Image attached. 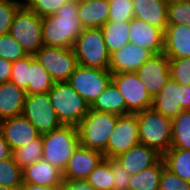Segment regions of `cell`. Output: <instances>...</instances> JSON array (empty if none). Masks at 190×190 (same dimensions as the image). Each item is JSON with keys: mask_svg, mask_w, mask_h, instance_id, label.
<instances>
[{"mask_svg": "<svg viewBox=\"0 0 190 190\" xmlns=\"http://www.w3.org/2000/svg\"><path fill=\"white\" fill-rule=\"evenodd\" d=\"M83 29L78 17V1L69 0L54 15L42 17L43 45L72 48Z\"/></svg>", "mask_w": 190, "mask_h": 190, "instance_id": "6da1fadb", "label": "cell"}, {"mask_svg": "<svg viewBox=\"0 0 190 190\" xmlns=\"http://www.w3.org/2000/svg\"><path fill=\"white\" fill-rule=\"evenodd\" d=\"M43 143V159L62 172L68 160L80 146L76 126L62 125L59 128L41 135Z\"/></svg>", "mask_w": 190, "mask_h": 190, "instance_id": "7a4b0ae2", "label": "cell"}, {"mask_svg": "<svg viewBox=\"0 0 190 190\" xmlns=\"http://www.w3.org/2000/svg\"><path fill=\"white\" fill-rule=\"evenodd\" d=\"M138 120L139 143L155 149L163 155L172 141V119L165 117L153 108L136 113Z\"/></svg>", "mask_w": 190, "mask_h": 190, "instance_id": "3957f363", "label": "cell"}, {"mask_svg": "<svg viewBox=\"0 0 190 190\" xmlns=\"http://www.w3.org/2000/svg\"><path fill=\"white\" fill-rule=\"evenodd\" d=\"M117 119V114L97 112L89 108L77 126L80 146L103 153Z\"/></svg>", "mask_w": 190, "mask_h": 190, "instance_id": "277c9868", "label": "cell"}, {"mask_svg": "<svg viewBox=\"0 0 190 190\" xmlns=\"http://www.w3.org/2000/svg\"><path fill=\"white\" fill-rule=\"evenodd\" d=\"M48 94L62 125L77 127L90 108L68 82H55Z\"/></svg>", "mask_w": 190, "mask_h": 190, "instance_id": "5b68a950", "label": "cell"}, {"mask_svg": "<svg viewBox=\"0 0 190 190\" xmlns=\"http://www.w3.org/2000/svg\"><path fill=\"white\" fill-rule=\"evenodd\" d=\"M78 65L86 68L109 69L110 54L101 28H87L73 45Z\"/></svg>", "mask_w": 190, "mask_h": 190, "instance_id": "8992f818", "label": "cell"}, {"mask_svg": "<svg viewBox=\"0 0 190 190\" xmlns=\"http://www.w3.org/2000/svg\"><path fill=\"white\" fill-rule=\"evenodd\" d=\"M9 33L28 55H35L43 46L42 17L23 4L13 18Z\"/></svg>", "mask_w": 190, "mask_h": 190, "instance_id": "52a82bcc", "label": "cell"}, {"mask_svg": "<svg viewBox=\"0 0 190 190\" xmlns=\"http://www.w3.org/2000/svg\"><path fill=\"white\" fill-rule=\"evenodd\" d=\"M67 82L91 105L112 82V73L109 69L86 68L78 65Z\"/></svg>", "mask_w": 190, "mask_h": 190, "instance_id": "ba28073f", "label": "cell"}, {"mask_svg": "<svg viewBox=\"0 0 190 190\" xmlns=\"http://www.w3.org/2000/svg\"><path fill=\"white\" fill-rule=\"evenodd\" d=\"M112 83L124 98L126 114L152 108L153 98L136 72L112 73Z\"/></svg>", "mask_w": 190, "mask_h": 190, "instance_id": "9c48e42d", "label": "cell"}, {"mask_svg": "<svg viewBox=\"0 0 190 190\" xmlns=\"http://www.w3.org/2000/svg\"><path fill=\"white\" fill-rule=\"evenodd\" d=\"M34 57L50 74L54 82H67L78 66L73 48L43 45Z\"/></svg>", "mask_w": 190, "mask_h": 190, "instance_id": "30bf717a", "label": "cell"}, {"mask_svg": "<svg viewBox=\"0 0 190 190\" xmlns=\"http://www.w3.org/2000/svg\"><path fill=\"white\" fill-rule=\"evenodd\" d=\"M22 115L35 126L41 135L62 126L48 92L26 94Z\"/></svg>", "mask_w": 190, "mask_h": 190, "instance_id": "8fae6325", "label": "cell"}, {"mask_svg": "<svg viewBox=\"0 0 190 190\" xmlns=\"http://www.w3.org/2000/svg\"><path fill=\"white\" fill-rule=\"evenodd\" d=\"M137 144H139V132L136 113L118 115L103 155L105 158H115Z\"/></svg>", "mask_w": 190, "mask_h": 190, "instance_id": "7c38bea8", "label": "cell"}, {"mask_svg": "<svg viewBox=\"0 0 190 190\" xmlns=\"http://www.w3.org/2000/svg\"><path fill=\"white\" fill-rule=\"evenodd\" d=\"M135 72L153 98L171 78L169 58L163 52L153 54Z\"/></svg>", "mask_w": 190, "mask_h": 190, "instance_id": "4fadbf2b", "label": "cell"}, {"mask_svg": "<svg viewBox=\"0 0 190 190\" xmlns=\"http://www.w3.org/2000/svg\"><path fill=\"white\" fill-rule=\"evenodd\" d=\"M0 131L11 150L23 147L41 136L35 126L23 115L0 121Z\"/></svg>", "mask_w": 190, "mask_h": 190, "instance_id": "5bb4252c", "label": "cell"}, {"mask_svg": "<svg viewBox=\"0 0 190 190\" xmlns=\"http://www.w3.org/2000/svg\"><path fill=\"white\" fill-rule=\"evenodd\" d=\"M103 153L79 146L72 154L65 170L63 180H86L91 171L104 159Z\"/></svg>", "mask_w": 190, "mask_h": 190, "instance_id": "9a60e30c", "label": "cell"}, {"mask_svg": "<svg viewBox=\"0 0 190 190\" xmlns=\"http://www.w3.org/2000/svg\"><path fill=\"white\" fill-rule=\"evenodd\" d=\"M153 53L134 43H128L110 54L111 73L135 72Z\"/></svg>", "mask_w": 190, "mask_h": 190, "instance_id": "2e32d148", "label": "cell"}, {"mask_svg": "<svg viewBox=\"0 0 190 190\" xmlns=\"http://www.w3.org/2000/svg\"><path fill=\"white\" fill-rule=\"evenodd\" d=\"M129 28L130 43L146 48L153 54L164 51V32L159 28L135 17L129 22Z\"/></svg>", "mask_w": 190, "mask_h": 190, "instance_id": "e0dca14e", "label": "cell"}, {"mask_svg": "<svg viewBox=\"0 0 190 190\" xmlns=\"http://www.w3.org/2000/svg\"><path fill=\"white\" fill-rule=\"evenodd\" d=\"M161 158L155 149L140 143L115 157L131 175L151 167Z\"/></svg>", "mask_w": 190, "mask_h": 190, "instance_id": "ac0fdd59", "label": "cell"}, {"mask_svg": "<svg viewBox=\"0 0 190 190\" xmlns=\"http://www.w3.org/2000/svg\"><path fill=\"white\" fill-rule=\"evenodd\" d=\"M168 58L190 57V26L168 25L164 31V51Z\"/></svg>", "mask_w": 190, "mask_h": 190, "instance_id": "d6986e66", "label": "cell"}, {"mask_svg": "<svg viewBox=\"0 0 190 190\" xmlns=\"http://www.w3.org/2000/svg\"><path fill=\"white\" fill-rule=\"evenodd\" d=\"M134 17L163 32L168 26V0H133Z\"/></svg>", "mask_w": 190, "mask_h": 190, "instance_id": "ffe728a7", "label": "cell"}, {"mask_svg": "<svg viewBox=\"0 0 190 190\" xmlns=\"http://www.w3.org/2000/svg\"><path fill=\"white\" fill-rule=\"evenodd\" d=\"M152 108L169 119H173L181 108V84L171 78L162 90L153 97Z\"/></svg>", "mask_w": 190, "mask_h": 190, "instance_id": "44dd1931", "label": "cell"}, {"mask_svg": "<svg viewBox=\"0 0 190 190\" xmlns=\"http://www.w3.org/2000/svg\"><path fill=\"white\" fill-rule=\"evenodd\" d=\"M23 183L53 186L63 182L62 171L43 158L22 169Z\"/></svg>", "mask_w": 190, "mask_h": 190, "instance_id": "7402d4cb", "label": "cell"}, {"mask_svg": "<svg viewBox=\"0 0 190 190\" xmlns=\"http://www.w3.org/2000/svg\"><path fill=\"white\" fill-rule=\"evenodd\" d=\"M25 91L8 81L0 83V121L22 115Z\"/></svg>", "mask_w": 190, "mask_h": 190, "instance_id": "603a6c76", "label": "cell"}, {"mask_svg": "<svg viewBox=\"0 0 190 190\" xmlns=\"http://www.w3.org/2000/svg\"><path fill=\"white\" fill-rule=\"evenodd\" d=\"M78 17L84 29L101 28L109 19L108 0L78 1Z\"/></svg>", "mask_w": 190, "mask_h": 190, "instance_id": "cb8c5ba5", "label": "cell"}, {"mask_svg": "<svg viewBox=\"0 0 190 190\" xmlns=\"http://www.w3.org/2000/svg\"><path fill=\"white\" fill-rule=\"evenodd\" d=\"M97 112L126 115V104L118 88L111 82L107 88L90 105Z\"/></svg>", "mask_w": 190, "mask_h": 190, "instance_id": "d4e9b609", "label": "cell"}, {"mask_svg": "<svg viewBox=\"0 0 190 190\" xmlns=\"http://www.w3.org/2000/svg\"><path fill=\"white\" fill-rule=\"evenodd\" d=\"M104 41L106 43L109 54L119 50L124 45L130 43L129 34V22H112L108 21L101 27Z\"/></svg>", "mask_w": 190, "mask_h": 190, "instance_id": "484cf974", "label": "cell"}, {"mask_svg": "<svg viewBox=\"0 0 190 190\" xmlns=\"http://www.w3.org/2000/svg\"><path fill=\"white\" fill-rule=\"evenodd\" d=\"M165 167V162L161 158L151 167L131 175L129 190H159L160 177Z\"/></svg>", "mask_w": 190, "mask_h": 190, "instance_id": "4316f807", "label": "cell"}, {"mask_svg": "<svg viewBox=\"0 0 190 190\" xmlns=\"http://www.w3.org/2000/svg\"><path fill=\"white\" fill-rule=\"evenodd\" d=\"M162 158L167 169L182 180L190 182V150L170 147Z\"/></svg>", "mask_w": 190, "mask_h": 190, "instance_id": "83f0119b", "label": "cell"}, {"mask_svg": "<svg viewBox=\"0 0 190 190\" xmlns=\"http://www.w3.org/2000/svg\"><path fill=\"white\" fill-rule=\"evenodd\" d=\"M54 80L39 61L30 55V80L28 87L24 90L26 94H37L48 92L54 85Z\"/></svg>", "mask_w": 190, "mask_h": 190, "instance_id": "f1b7e54d", "label": "cell"}, {"mask_svg": "<svg viewBox=\"0 0 190 190\" xmlns=\"http://www.w3.org/2000/svg\"><path fill=\"white\" fill-rule=\"evenodd\" d=\"M171 147L190 150V110H182L172 119Z\"/></svg>", "mask_w": 190, "mask_h": 190, "instance_id": "f546056e", "label": "cell"}, {"mask_svg": "<svg viewBox=\"0 0 190 190\" xmlns=\"http://www.w3.org/2000/svg\"><path fill=\"white\" fill-rule=\"evenodd\" d=\"M95 190H113L114 177L111 158H104L86 179Z\"/></svg>", "mask_w": 190, "mask_h": 190, "instance_id": "4dcf8cb0", "label": "cell"}, {"mask_svg": "<svg viewBox=\"0 0 190 190\" xmlns=\"http://www.w3.org/2000/svg\"><path fill=\"white\" fill-rule=\"evenodd\" d=\"M43 143L42 137L32 140L28 144L20 147L18 149L12 150V157L15 163L21 168L25 167L39 161L43 157Z\"/></svg>", "mask_w": 190, "mask_h": 190, "instance_id": "1f68e13d", "label": "cell"}, {"mask_svg": "<svg viewBox=\"0 0 190 190\" xmlns=\"http://www.w3.org/2000/svg\"><path fill=\"white\" fill-rule=\"evenodd\" d=\"M22 184V169L15 163L13 157L0 160V186L20 188Z\"/></svg>", "mask_w": 190, "mask_h": 190, "instance_id": "d6a6232c", "label": "cell"}, {"mask_svg": "<svg viewBox=\"0 0 190 190\" xmlns=\"http://www.w3.org/2000/svg\"><path fill=\"white\" fill-rule=\"evenodd\" d=\"M167 22L168 25L190 26V0H168Z\"/></svg>", "mask_w": 190, "mask_h": 190, "instance_id": "836d02e7", "label": "cell"}, {"mask_svg": "<svg viewBox=\"0 0 190 190\" xmlns=\"http://www.w3.org/2000/svg\"><path fill=\"white\" fill-rule=\"evenodd\" d=\"M27 55L25 50L10 33L0 35V58L13 63Z\"/></svg>", "mask_w": 190, "mask_h": 190, "instance_id": "e575fe53", "label": "cell"}, {"mask_svg": "<svg viewBox=\"0 0 190 190\" xmlns=\"http://www.w3.org/2000/svg\"><path fill=\"white\" fill-rule=\"evenodd\" d=\"M109 19L112 22H130L134 17L133 0H108Z\"/></svg>", "mask_w": 190, "mask_h": 190, "instance_id": "d590c367", "label": "cell"}, {"mask_svg": "<svg viewBox=\"0 0 190 190\" xmlns=\"http://www.w3.org/2000/svg\"><path fill=\"white\" fill-rule=\"evenodd\" d=\"M170 77L178 84H190V57L169 58Z\"/></svg>", "mask_w": 190, "mask_h": 190, "instance_id": "8d00e7d4", "label": "cell"}, {"mask_svg": "<svg viewBox=\"0 0 190 190\" xmlns=\"http://www.w3.org/2000/svg\"><path fill=\"white\" fill-rule=\"evenodd\" d=\"M23 0H0V35L9 33L13 18Z\"/></svg>", "mask_w": 190, "mask_h": 190, "instance_id": "74e56055", "label": "cell"}, {"mask_svg": "<svg viewBox=\"0 0 190 190\" xmlns=\"http://www.w3.org/2000/svg\"><path fill=\"white\" fill-rule=\"evenodd\" d=\"M30 80V55L19 59L12 64L10 82L25 90Z\"/></svg>", "mask_w": 190, "mask_h": 190, "instance_id": "f35d334b", "label": "cell"}, {"mask_svg": "<svg viewBox=\"0 0 190 190\" xmlns=\"http://www.w3.org/2000/svg\"><path fill=\"white\" fill-rule=\"evenodd\" d=\"M69 0H23V4L40 17L54 15Z\"/></svg>", "mask_w": 190, "mask_h": 190, "instance_id": "ab89813d", "label": "cell"}, {"mask_svg": "<svg viewBox=\"0 0 190 190\" xmlns=\"http://www.w3.org/2000/svg\"><path fill=\"white\" fill-rule=\"evenodd\" d=\"M159 190H190V182L182 180L164 167L160 177Z\"/></svg>", "mask_w": 190, "mask_h": 190, "instance_id": "60d3db41", "label": "cell"}, {"mask_svg": "<svg viewBox=\"0 0 190 190\" xmlns=\"http://www.w3.org/2000/svg\"><path fill=\"white\" fill-rule=\"evenodd\" d=\"M114 177L113 190H129L131 174L115 158H111Z\"/></svg>", "mask_w": 190, "mask_h": 190, "instance_id": "b9f144b4", "label": "cell"}, {"mask_svg": "<svg viewBox=\"0 0 190 190\" xmlns=\"http://www.w3.org/2000/svg\"><path fill=\"white\" fill-rule=\"evenodd\" d=\"M64 190H95L87 180H63Z\"/></svg>", "mask_w": 190, "mask_h": 190, "instance_id": "7bdbcfd3", "label": "cell"}, {"mask_svg": "<svg viewBox=\"0 0 190 190\" xmlns=\"http://www.w3.org/2000/svg\"><path fill=\"white\" fill-rule=\"evenodd\" d=\"M12 64L13 63L0 58V83L8 82L10 80Z\"/></svg>", "mask_w": 190, "mask_h": 190, "instance_id": "ee69618b", "label": "cell"}, {"mask_svg": "<svg viewBox=\"0 0 190 190\" xmlns=\"http://www.w3.org/2000/svg\"><path fill=\"white\" fill-rule=\"evenodd\" d=\"M20 190H64V181L53 186H43L30 183H23Z\"/></svg>", "mask_w": 190, "mask_h": 190, "instance_id": "f6af8a7d", "label": "cell"}, {"mask_svg": "<svg viewBox=\"0 0 190 190\" xmlns=\"http://www.w3.org/2000/svg\"><path fill=\"white\" fill-rule=\"evenodd\" d=\"M12 157V150L5 140L3 133L0 131V160Z\"/></svg>", "mask_w": 190, "mask_h": 190, "instance_id": "bcb514c9", "label": "cell"}, {"mask_svg": "<svg viewBox=\"0 0 190 190\" xmlns=\"http://www.w3.org/2000/svg\"><path fill=\"white\" fill-rule=\"evenodd\" d=\"M181 108L190 110V84L187 86L181 84Z\"/></svg>", "mask_w": 190, "mask_h": 190, "instance_id": "7dc6e473", "label": "cell"}, {"mask_svg": "<svg viewBox=\"0 0 190 190\" xmlns=\"http://www.w3.org/2000/svg\"><path fill=\"white\" fill-rule=\"evenodd\" d=\"M0 190H20V188H9L5 186H0Z\"/></svg>", "mask_w": 190, "mask_h": 190, "instance_id": "c3c4849f", "label": "cell"}, {"mask_svg": "<svg viewBox=\"0 0 190 190\" xmlns=\"http://www.w3.org/2000/svg\"><path fill=\"white\" fill-rule=\"evenodd\" d=\"M79 2H87V1H92V0H77Z\"/></svg>", "mask_w": 190, "mask_h": 190, "instance_id": "681fc988", "label": "cell"}]
</instances>
